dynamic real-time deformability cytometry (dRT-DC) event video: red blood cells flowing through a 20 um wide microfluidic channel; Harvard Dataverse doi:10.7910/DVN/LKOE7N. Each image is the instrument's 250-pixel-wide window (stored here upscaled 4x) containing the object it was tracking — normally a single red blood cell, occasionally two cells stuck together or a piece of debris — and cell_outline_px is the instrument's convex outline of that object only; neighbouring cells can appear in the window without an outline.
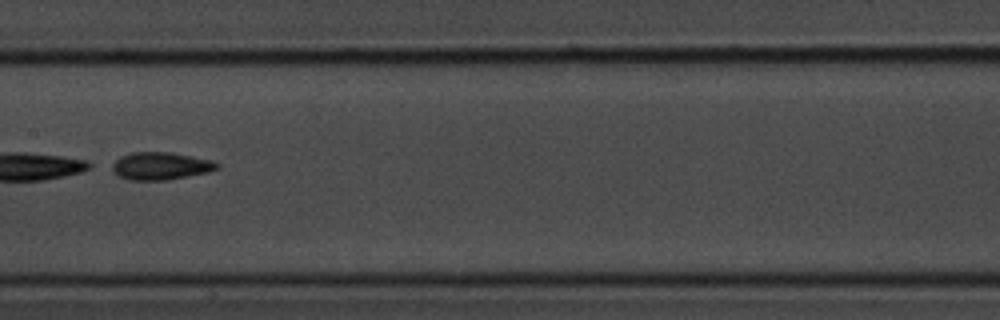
{"species": "common noctule bat (a hibernating species)", "species_latin": "Nyctalus noctula", "temperature_condition": "room temperature", "stored_images_in_passage": 31, "camera_frame_rate_fps": 3000, "um_per_image_px": 0.085, "animal": {"sex": "male", "body_mass_g": 20.1, "forearm_length_mm": 53.5}, "frame": {"image": 1, "passage_image": 10, "time_ms": 3.0, "image_size_px": [1000, 320], "cell_outline_px": [[220, 168], [208, 172], [164, 180], [132, 180], [120, 176], [104, 168], [108, 164], [120, 156], [132, 152], [168, 152], [212, 160], [220, 164]], "centroid_in_image_um": [13.55, 14.1], "position_along_channel_um": 193.8, "area_um2": 17.11}}
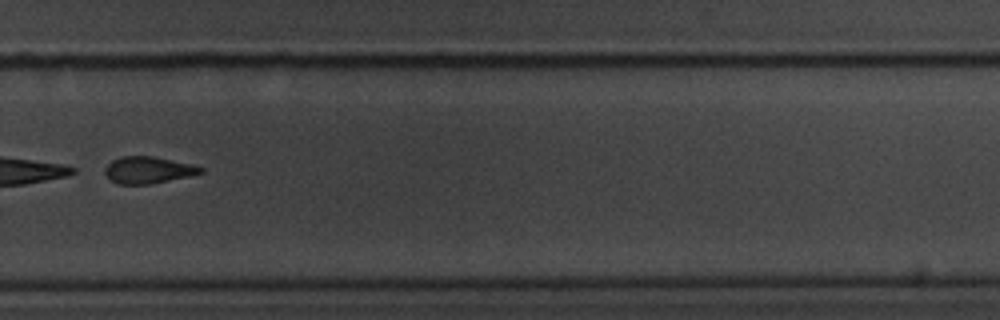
{"frame": {"image": 2, "passage_image": 18, "time_ms": 5.667, "image_size_px": [1000, 320], "cell_outline_px": [[204, 172], [188, 176], [152, 184], [116, 184], [108, 180], [104, 172], [104, 168], [112, 160], [120, 156], [152, 156], [192, 164], [204, 168]], "centroid_in_image_um": [12.54, 14.46], "position_along_channel_um": 317.3, "area_um2": 15.09}}